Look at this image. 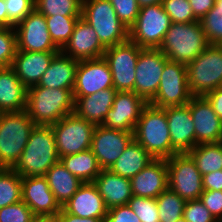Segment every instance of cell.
Segmentation results:
<instances>
[{
  "label": "cell",
  "mask_w": 222,
  "mask_h": 222,
  "mask_svg": "<svg viewBox=\"0 0 222 222\" xmlns=\"http://www.w3.org/2000/svg\"><path fill=\"white\" fill-rule=\"evenodd\" d=\"M22 200V177L13 169L0 168V209Z\"/></svg>",
  "instance_id": "d6a6232c"
},
{
  "label": "cell",
  "mask_w": 222,
  "mask_h": 222,
  "mask_svg": "<svg viewBox=\"0 0 222 222\" xmlns=\"http://www.w3.org/2000/svg\"><path fill=\"white\" fill-rule=\"evenodd\" d=\"M51 126L59 158L90 149L94 124L72 113Z\"/></svg>",
  "instance_id": "9c48e42d"
},
{
  "label": "cell",
  "mask_w": 222,
  "mask_h": 222,
  "mask_svg": "<svg viewBox=\"0 0 222 222\" xmlns=\"http://www.w3.org/2000/svg\"><path fill=\"white\" fill-rule=\"evenodd\" d=\"M119 20L129 29L140 12L137 0H109Z\"/></svg>",
  "instance_id": "b9f144b4"
},
{
  "label": "cell",
  "mask_w": 222,
  "mask_h": 222,
  "mask_svg": "<svg viewBox=\"0 0 222 222\" xmlns=\"http://www.w3.org/2000/svg\"><path fill=\"white\" fill-rule=\"evenodd\" d=\"M192 97L188 87L186 65L168 60L163 68L158 91L149 103L164 109L186 105Z\"/></svg>",
  "instance_id": "8fae6325"
},
{
  "label": "cell",
  "mask_w": 222,
  "mask_h": 222,
  "mask_svg": "<svg viewBox=\"0 0 222 222\" xmlns=\"http://www.w3.org/2000/svg\"><path fill=\"white\" fill-rule=\"evenodd\" d=\"M162 7L171 23H190L197 19L188 0H162Z\"/></svg>",
  "instance_id": "ab89813d"
},
{
  "label": "cell",
  "mask_w": 222,
  "mask_h": 222,
  "mask_svg": "<svg viewBox=\"0 0 222 222\" xmlns=\"http://www.w3.org/2000/svg\"><path fill=\"white\" fill-rule=\"evenodd\" d=\"M209 45L200 20H197L190 23H171L158 49L171 62L187 65Z\"/></svg>",
  "instance_id": "3957f363"
},
{
  "label": "cell",
  "mask_w": 222,
  "mask_h": 222,
  "mask_svg": "<svg viewBox=\"0 0 222 222\" xmlns=\"http://www.w3.org/2000/svg\"><path fill=\"white\" fill-rule=\"evenodd\" d=\"M171 25L162 4L144 6L135 23L128 29L129 40L141 48L158 49Z\"/></svg>",
  "instance_id": "ba28073f"
},
{
  "label": "cell",
  "mask_w": 222,
  "mask_h": 222,
  "mask_svg": "<svg viewBox=\"0 0 222 222\" xmlns=\"http://www.w3.org/2000/svg\"><path fill=\"white\" fill-rule=\"evenodd\" d=\"M200 23L209 44L222 45V0H215L214 7Z\"/></svg>",
  "instance_id": "8d00e7d4"
},
{
  "label": "cell",
  "mask_w": 222,
  "mask_h": 222,
  "mask_svg": "<svg viewBox=\"0 0 222 222\" xmlns=\"http://www.w3.org/2000/svg\"><path fill=\"white\" fill-rule=\"evenodd\" d=\"M132 194L156 199L168 188L166 159H154L130 179Z\"/></svg>",
  "instance_id": "7402d4cb"
},
{
  "label": "cell",
  "mask_w": 222,
  "mask_h": 222,
  "mask_svg": "<svg viewBox=\"0 0 222 222\" xmlns=\"http://www.w3.org/2000/svg\"><path fill=\"white\" fill-rule=\"evenodd\" d=\"M172 145V156L176 153H188L196 147L195 127L189 106L164 108Z\"/></svg>",
  "instance_id": "ffe728a7"
},
{
  "label": "cell",
  "mask_w": 222,
  "mask_h": 222,
  "mask_svg": "<svg viewBox=\"0 0 222 222\" xmlns=\"http://www.w3.org/2000/svg\"><path fill=\"white\" fill-rule=\"evenodd\" d=\"M147 104L134 91H117L113 105L104 117L103 126L134 132L142 110Z\"/></svg>",
  "instance_id": "2e32d148"
},
{
  "label": "cell",
  "mask_w": 222,
  "mask_h": 222,
  "mask_svg": "<svg viewBox=\"0 0 222 222\" xmlns=\"http://www.w3.org/2000/svg\"><path fill=\"white\" fill-rule=\"evenodd\" d=\"M188 154L202 176L222 170V142L198 144Z\"/></svg>",
  "instance_id": "1f68e13d"
},
{
  "label": "cell",
  "mask_w": 222,
  "mask_h": 222,
  "mask_svg": "<svg viewBox=\"0 0 222 222\" xmlns=\"http://www.w3.org/2000/svg\"><path fill=\"white\" fill-rule=\"evenodd\" d=\"M34 5L44 16H81L82 0H35Z\"/></svg>",
  "instance_id": "d590c367"
},
{
  "label": "cell",
  "mask_w": 222,
  "mask_h": 222,
  "mask_svg": "<svg viewBox=\"0 0 222 222\" xmlns=\"http://www.w3.org/2000/svg\"><path fill=\"white\" fill-rule=\"evenodd\" d=\"M168 188L182 199L197 200L203 193L202 175L188 153H176L166 159Z\"/></svg>",
  "instance_id": "30bf717a"
},
{
  "label": "cell",
  "mask_w": 222,
  "mask_h": 222,
  "mask_svg": "<svg viewBox=\"0 0 222 222\" xmlns=\"http://www.w3.org/2000/svg\"><path fill=\"white\" fill-rule=\"evenodd\" d=\"M62 208L72 215L101 219L103 222L108 213L104 200L93 182L83 183Z\"/></svg>",
  "instance_id": "603a6c76"
},
{
  "label": "cell",
  "mask_w": 222,
  "mask_h": 222,
  "mask_svg": "<svg viewBox=\"0 0 222 222\" xmlns=\"http://www.w3.org/2000/svg\"><path fill=\"white\" fill-rule=\"evenodd\" d=\"M81 17L95 30L105 48L129 39L128 28L119 20L109 0H82Z\"/></svg>",
  "instance_id": "8992f818"
},
{
  "label": "cell",
  "mask_w": 222,
  "mask_h": 222,
  "mask_svg": "<svg viewBox=\"0 0 222 222\" xmlns=\"http://www.w3.org/2000/svg\"><path fill=\"white\" fill-rule=\"evenodd\" d=\"M79 60L58 52L37 86L70 89L73 92Z\"/></svg>",
  "instance_id": "4316f807"
},
{
  "label": "cell",
  "mask_w": 222,
  "mask_h": 222,
  "mask_svg": "<svg viewBox=\"0 0 222 222\" xmlns=\"http://www.w3.org/2000/svg\"><path fill=\"white\" fill-rule=\"evenodd\" d=\"M59 161L83 183L93 182L102 170L90 149L63 156Z\"/></svg>",
  "instance_id": "4dcf8cb0"
},
{
  "label": "cell",
  "mask_w": 222,
  "mask_h": 222,
  "mask_svg": "<svg viewBox=\"0 0 222 222\" xmlns=\"http://www.w3.org/2000/svg\"><path fill=\"white\" fill-rule=\"evenodd\" d=\"M199 199L216 220L222 222V191L204 190Z\"/></svg>",
  "instance_id": "f6af8a7d"
},
{
  "label": "cell",
  "mask_w": 222,
  "mask_h": 222,
  "mask_svg": "<svg viewBox=\"0 0 222 222\" xmlns=\"http://www.w3.org/2000/svg\"><path fill=\"white\" fill-rule=\"evenodd\" d=\"M133 134L134 139L154 159L172 157L169 126L163 108L148 103L142 110Z\"/></svg>",
  "instance_id": "277c9868"
},
{
  "label": "cell",
  "mask_w": 222,
  "mask_h": 222,
  "mask_svg": "<svg viewBox=\"0 0 222 222\" xmlns=\"http://www.w3.org/2000/svg\"><path fill=\"white\" fill-rule=\"evenodd\" d=\"M34 127L26 110L0 113V168L14 167Z\"/></svg>",
  "instance_id": "5b68a950"
},
{
  "label": "cell",
  "mask_w": 222,
  "mask_h": 222,
  "mask_svg": "<svg viewBox=\"0 0 222 222\" xmlns=\"http://www.w3.org/2000/svg\"><path fill=\"white\" fill-rule=\"evenodd\" d=\"M188 87L193 96H205L222 87V45L210 44L186 65Z\"/></svg>",
  "instance_id": "52a82bcc"
},
{
  "label": "cell",
  "mask_w": 222,
  "mask_h": 222,
  "mask_svg": "<svg viewBox=\"0 0 222 222\" xmlns=\"http://www.w3.org/2000/svg\"><path fill=\"white\" fill-rule=\"evenodd\" d=\"M117 91L104 89L83 97L74 98V113L95 126L103 125L104 117L112 107Z\"/></svg>",
  "instance_id": "484cf974"
},
{
  "label": "cell",
  "mask_w": 222,
  "mask_h": 222,
  "mask_svg": "<svg viewBox=\"0 0 222 222\" xmlns=\"http://www.w3.org/2000/svg\"><path fill=\"white\" fill-rule=\"evenodd\" d=\"M167 57L161 50L143 48L137 59L134 92L149 103L156 95Z\"/></svg>",
  "instance_id": "4fadbf2b"
},
{
  "label": "cell",
  "mask_w": 222,
  "mask_h": 222,
  "mask_svg": "<svg viewBox=\"0 0 222 222\" xmlns=\"http://www.w3.org/2000/svg\"><path fill=\"white\" fill-rule=\"evenodd\" d=\"M134 132L95 126L90 150L97 158L101 169H110L134 139Z\"/></svg>",
  "instance_id": "5bb4252c"
},
{
  "label": "cell",
  "mask_w": 222,
  "mask_h": 222,
  "mask_svg": "<svg viewBox=\"0 0 222 222\" xmlns=\"http://www.w3.org/2000/svg\"><path fill=\"white\" fill-rule=\"evenodd\" d=\"M137 2H138L139 7L142 8L144 6L161 4L162 0H137Z\"/></svg>",
  "instance_id": "f5cc1de1"
},
{
  "label": "cell",
  "mask_w": 222,
  "mask_h": 222,
  "mask_svg": "<svg viewBox=\"0 0 222 222\" xmlns=\"http://www.w3.org/2000/svg\"><path fill=\"white\" fill-rule=\"evenodd\" d=\"M50 190L56 201L62 207L83 184L76 176L68 171L59 161L51 166L45 174Z\"/></svg>",
  "instance_id": "f1b7e54d"
},
{
  "label": "cell",
  "mask_w": 222,
  "mask_h": 222,
  "mask_svg": "<svg viewBox=\"0 0 222 222\" xmlns=\"http://www.w3.org/2000/svg\"><path fill=\"white\" fill-rule=\"evenodd\" d=\"M34 222H57L56 218H37Z\"/></svg>",
  "instance_id": "db71d44e"
},
{
  "label": "cell",
  "mask_w": 222,
  "mask_h": 222,
  "mask_svg": "<svg viewBox=\"0 0 222 222\" xmlns=\"http://www.w3.org/2000/svg\"><path fill=\"white\" fill-rule=\"evenodd\" d=\"M160 222H175L183 216L186 200L167 188L157 198Z\"/></svg>",
  "instance_id": "836d02e7"
},
{
  "label": "cell",
  "mask_w": 222,
  "mask_h": 222,
  "mask_svg": "<svg viewBox=\"0 0 222 222\" xmlns=\"http://www.w3.org/2000/svg\"><path fill=\"white\" fill-rule=\"evenodd\" d=\"M204 97L210 102L214 112L222 120V87L209 92Z\"/></svg>",
  "instance_id": "681fc988"
},
{
  "label": "cell",
  "mask_w": 222,
  "mask_h": 222,
  "mask_svg": "<svg viewBox=\"0 0 222 222\" xmlns=\"http://www.w3.org/2000/svg\"><path fill=\"white\" fill-rule=\"evenodd\" d=\"M15 30L18 51H60L51 40L45 16L35 8L15 26Z\"/></svg>",
  "instance_id": "9a60e30c"
},
{
  "label": "cell",
  "mask_w": 222,
  "mask_h": 222,
  "mask_svg": "<svg viewBox=\"0 0 222 222\" xmlns=\"http://www.w3.org/2000/svg\"><path fill=\"white\" fill-rule=\"evenodd\" d=\"M183 217L188 222H218L200 199L186 202Z\"/></svg>",
  "instance_id": "ee69618b"
},
{
  "label": "cell",
  "mask_w": 222,
  "mask_h": 222,
  "mask_svg": "<svg viewBox=\"0 0 222 222\" xmlns=\"http://www.w3.org/2000/svg\"><path fill=\"white\" fill-rule=\"evenodd\" d=\"M127 204L141 222H160L156 199L133 195Z\"/></svg>",
  "instance_id": "f35d334b"
},
{
  "label": "cell",
  "mask_w": 222,
  "mask_h": 222,
  "mask_svg": "<svg viewBox=\"0 0 222 222\" xmlns=\"http://www.w3.org/2000/svg\"><path fill=\"white\" fill-rule=\"evenodd\" d=\"M93 183L108 210L127 204L133 196L130 179L117 175L110 169H102Z\"/></svg>",
  "instance_id": "d4e9b609"
},
{
  "label": "cell",
  "mask_w": 222,
  "mask_h": 222,
  "mask_svg": "<svg viewBox=\"0 0 222 222\" xmlns=\"http://www.w3.org/2000/svg\"><path fill=\"white\" fill-rule=\"evenodd\" d=\"M0 27H8V13L5 0H0Z\"/></svg>",
  "instance_id": "816d5d0a"
},
{
  "label": "cell",
  "mask_w": 222,
  "mask_h": 222,
  "mask_svg": "<svg viewBox=\"0 0 222 222\" xmlns=\"http://www.w3.org/2000/svg\"><path fill=\"white\" fill-rule=\"evenodd\" d=\"M17 52L15 27H0V68L12 65Z\"/></svg>",
  "instance_id": "74e56055"
},
{
  "label": "cell",
  "mask_w": 222,
  "mask_h": 222,
  "mask_svg": "<svg viewBox=\"0 0 222 222\" xmlns=\"http://www.w3.org/2000/svg\"><path fill=\"white\" fill-rule=\"evenodd\" d=\"M152 160L154 158L133 139L110 170L117 175L131 179Z\"/></svg>",
  "instance_id": "f546056e"
},
{
  "label": "cell",
  "mask_w": 222,
  "mask_h": 222,
  "mask_svg": "<svg viewBox=\"0 0 222 222\" xmlns=\"http://www.w3.org/2000/svg\"><path fill=\"white\" fill-rule=\"evenodd\" d=\"M114 88L112 73L104 57L80 60L76 71L73 97H83Z\"/></svg>",
  "instance_id": "e0dca14e"
},
{
  "label": "cell",
  "mask_w": 222,
  "mask_h": 222,
  "mask_svg": "<svg viewBox=\"0 0 222 222\" xmlns=\"http://www.w3.org/2000/svg\"><path fill=\"white\" fill-rule=\"evenodd\" d=\"M105 50L95 30L87 21L79 17L69 41L60 51L80 61L103 57Z\"/></svg>",
  "instance_id": "44dd1931"
},
{
  "label": "cell",
  "mask_w": 222,
  "mask_h": 222,
  "mask_svg": "<svg viewBox=\"0 0 222 222\" xmlns=\"http://www.w3.org/2000/svg\"><path fill=\"white\" fill-rule=\"evenodd\" d=\"M22 201L37 218H55L62 209L45 176L22 177Z\"/></svg>",
  "instance_id": "ac0fdd59"
},
{
  "label": "cell",
  "mask_w": 222,
  "mask_h": 222,
  "mask_svg": "<svg viewBox=\"0 0 222 222\" xmlns=\"http://www.w3.org/2000/svg\"><path fill=\"white\" fill-rule=\"evenodd\" d=\"M59 160L52 126L35 125L12 169L21 177L45 176L48 169Z\"/></svg>",
  "instance_id": "6da1fadb"
},
{
  "label": "cell",
  "mask_w": 222,
  "mask_h": 222,
  "mask_svg": "<svg viewBox=\"0 0 222 222\" xmlns=\"http://www.w3.org/2000/svg\"><path fill=\"white\" fill-rule=\"evenodd\" d=\"M105 222H141L128 204L108 210Z\"/></svg>",
  "instance_id": "bcb514c9"
},
{
  "label": "cell",
  "mask_w": 222,
  "mask_h": 222,
  "mask_svg": "<svg viewBox=\"0 0 222 222\" xmlns=\"http://www.w3.org/2000/svg\"><path fill=\"white\" fill-rule=\"evenodd\" d=\"M194 16L197 20H201L213 7L215 0H188Z\"/></svg>",
  "instance_id": "c3c4849f"
},
{
  "label": "cell",
  "mask_w": 222,
  "mask_h": 222,
  "mask_svg": "<svg viewBox=\"0 0 222 222\" xmlns=\"http://www.w3.org/2000/svg\"><path fill=\"white\" fill-rule=\"evenodd\" d=\"M204 190L222 191V170L213 171L202 176Z\"/></svg>",
  "instance_id": "7dc6e473"
},
{
  "label": "cell",
  "mask_w": 222,
  "mask_h": 222,
  "mask_svg": "<svg viewBox=\"0 0 222 222\" xmlns=\"http://www.w3.org/2000/svg\"><path fill=\"white\" fill-rule=\"evenodd\" d=\"M37 217L22 200L0 209V222H34Z\"/></svg>",
  "instance_id": "60d3db41"
},
{
  "label": "cell",
  "mask_w": 222,
  "mask_h": 222,
  "mask_svg": "<svg viewBox=\"0 0 222 222\" xmlns=\"http://www.w3.org/2000/svg\"><path fill=\"white\" fill-rule=\"evenodd\" d=\"M5 3L8 27H15L35 8V0H5Z\"/></svg>",
  "instance_id": "7bdbcfd3"
},
{
  "label": "cell",
  "mask_w": 222,
  "mask_h": 222,
  "mask_svg": "<svg viewBox=\"0 0 222 222\" xmlns=\"http://www.w3.org/2000/svg\"><path fill=\"white\" fill-rule=\"evenodd\" d=\"M142 49L129 39L106 48L103 57L111 70L116 91H134L137 59Z\"/></svg>",
  "instance_id": "7c38bea8"
},
{
  "label": "cell",
  "mask_w": 222,
  "mask_h": 222,
  "mask_svg": "<svg viewBox=\"0 0 222 222\" xmlns=\"http://www.w3.org/2000/svg\"><path fill=\"white\" fill-rule=\"evenodd\" d=\"M175 222H188V221H186L185 220V218L182 216L181 218H179L177 221H175Z\"/></svg>",
  "instance_id": "11a10c76"
},
{
  "label": "cell",
  "mask_w": 222,
  "mask_h": 222,
  "mask_svg": "<svg viewBox=\"0 0 222 222\" xmlns=\"http://www.w3.org/2000/svg\"><path fill=\"white\" fill-rule=\"evenodd\" d=\"M79 17L81 16H45L51 40L60 50L69 41Z\"/></svg>",
  "instance_id": "e575fe53"
},
{
  "label": "cell",
  "mask_w": 222,
  "mask_h": 222,
  "mask_svg": "<svg viewBox=\"0 0 222 222\" xmlns=\"http://www.w3.org/2000/svg\"><path fill=\"white\" fill-rule=\"evenodd\" d=\"M58 52L60 51L31 52L17 50L11 67L20 82L28 89L39 83L53 57Z\"/></svg>",
  "instance_id": "cb8c5ba5"
},
{
  "label": "cell",
  "mask_w": 222,
  "mask_h": 222,
  "mask_svg": "<svg viewBox=\"0 0 222 222\" xmlns=\"http://www.w3.org/2000/svg\"><path fill=\"white\" fill-rule=\"evenodd\" d=\"M195 127L196 146L222 141V120L204 96H193L187 104Z\"/></svg>",
  "instance_id": "d6986e66"
},
{
  "label": "cell",
  "mask_w": 222,
  "mask_h": 222,
  "mask_svg": "<svg viewBox=\"0 0 222 222\" xmlns=\"http://www.w3.org/2000/svg\"><path fill=\"white\" fill-rule=\"evenodd\" d=\"M27 88L20 82L14 69L0 68V113L26 109Z\"/></svg>",
  "instance_id": "83f0119b"
},
{
  "label": "cell",
  "mask_w": 222,
  "mask_h": 222,
  "mask_svg": "<svg viewBox=\"0 0 222 222\" xmlns=\"http://www.w3.org/2000/svg\"><path fill=\"white\" fill-rule=\"evenodd\" d=\"M57 222H103L101 219L96 218H81L70 213H67L63 208L55 217Z\"/></svg>",
  "instance_id": "f907efd6"
},
{
  "label": "cell",
  "mask_w": 222,
  "mask_h": 222,
  "mask_svg": "<svg viewBox=\"0 0 222 222\" xmlns=\"http://www.w3.org/2000/svg\"><path fill=\"white\" fill-rule=\"evenodd\" d=\"M70 89L33 86L27 89L26 112L35 125L51 126L64 116L74 113Z\"/></svg>",
  "instance_id": "7a4b0ae2"
}]
</instances>
